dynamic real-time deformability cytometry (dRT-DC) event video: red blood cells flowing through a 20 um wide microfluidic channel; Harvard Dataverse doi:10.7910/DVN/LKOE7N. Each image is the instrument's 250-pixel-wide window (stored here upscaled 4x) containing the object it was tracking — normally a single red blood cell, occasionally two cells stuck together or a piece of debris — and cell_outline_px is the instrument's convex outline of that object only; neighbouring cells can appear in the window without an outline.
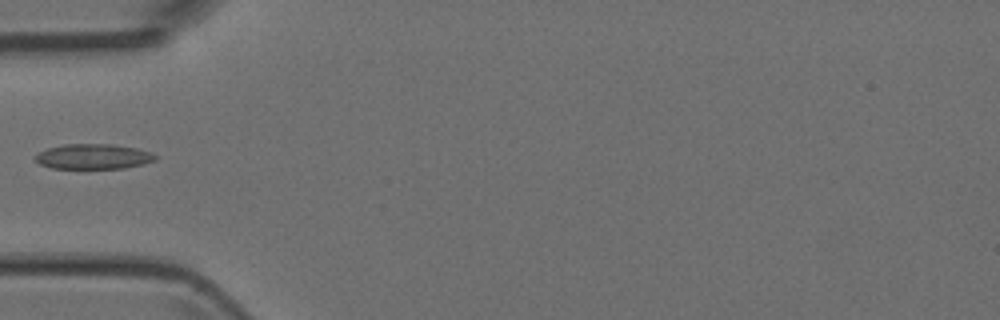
{"species": "Egyptian fruit bat (a non-hibernating species)", "species_latin": "Rousettus aegyptiacus", "temperature_condition": "room temperature", "stored_images_in_passage": 6, "camera_frame_rate_fps": 3000, "um_per_image_px": 0.085, "animal": {"sex": "female"}, "frame": {"image": 1, "passage_image": 4, "time_ms": 4.333, "image_size_px": [1000, 320], "cell_outline_px": [[160, 156], [156, 160], [144, 164], [124, 168], [52, 168], [40, 164], [36, 160], [36, 156], [40, 152], [48, 148], [64, 144], [112, 144], [136, 148]], "centroid_in_image_um": [7.98, 13.3], "position_along_channel_um": 77.0, "area_um2": 17.46}}
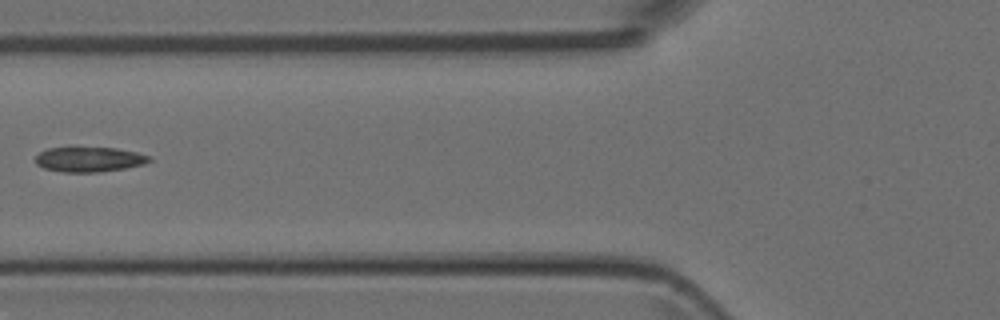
{"frame": {"image": 2, "passage_image": 5, "time_ms": 5.333, "image_size_px": [1000, 320], "cell_outline_px": [[152, 160], [144, 164], [124, 168], [100, 172], [64, 172], [44, 168], [36, 164], [36, 156], [40, 152], [48, 148], [116, 148], [136, 152], [152, 156]], "centroid_in_image_um": [7.61, 13.55], "position_along_channel_um": 118.2, "area_um2": 16.42}}
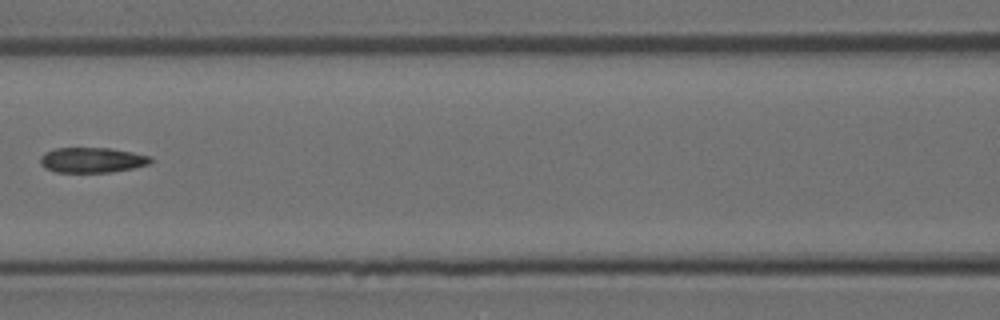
{"frame": {"image": 3, "passage_image": 6, "time_ms": 6.333, "image_size_px": [1000, 320], "cell_outline_px": [[152, 160], [148, 164], [132, 168], [112, 172], [56, 172], [44, 168], [40, 164], [40, 156], [44, 152], [56, 148], [108, 148], [132, 152], [152, 156]], "centroid_in_image_um": [7.79, 13.6], "position_along_channel_um": 158.8, "area_um2": 16.24}}